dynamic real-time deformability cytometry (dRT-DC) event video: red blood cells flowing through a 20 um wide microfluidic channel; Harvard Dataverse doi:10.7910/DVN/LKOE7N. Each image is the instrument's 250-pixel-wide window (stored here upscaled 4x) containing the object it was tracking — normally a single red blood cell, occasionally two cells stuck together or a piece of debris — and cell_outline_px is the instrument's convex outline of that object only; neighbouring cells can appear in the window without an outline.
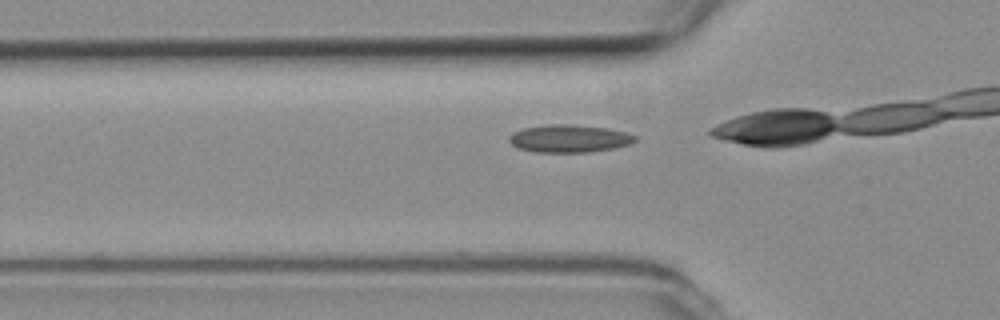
{"species": "common noctule bat (a hibernating species)", "species_latin": "Nyctalus noctula", "temperature_condition": "room temperature", "stored_images_in_passage": 9, "camera_frame_rate_fps": 3000, "um_per_image_px": 0.085, "animal": {"sex": "female", "body_mass_g": 19.3, "forearm_length_mm": 54.1}, "frame": {"image": 1, "passage_image": 3, "time_ms": 0.667, "image_size_px": [1000, 320], "cell_outline_px": [[636, 140], [632, 144], [616, 148], [588, 152], [536, 152], [520, 148], [512, 144], [508, 140], [508, 136], [512, 132], [524, 128], [548, 124], [564, 124], [608, 128], [628, 132], [636, 136]], "centroid_in_image_um": [48.41, 11.77], "position_along_channel_um": 77.4, "area_um2": 20.4}}